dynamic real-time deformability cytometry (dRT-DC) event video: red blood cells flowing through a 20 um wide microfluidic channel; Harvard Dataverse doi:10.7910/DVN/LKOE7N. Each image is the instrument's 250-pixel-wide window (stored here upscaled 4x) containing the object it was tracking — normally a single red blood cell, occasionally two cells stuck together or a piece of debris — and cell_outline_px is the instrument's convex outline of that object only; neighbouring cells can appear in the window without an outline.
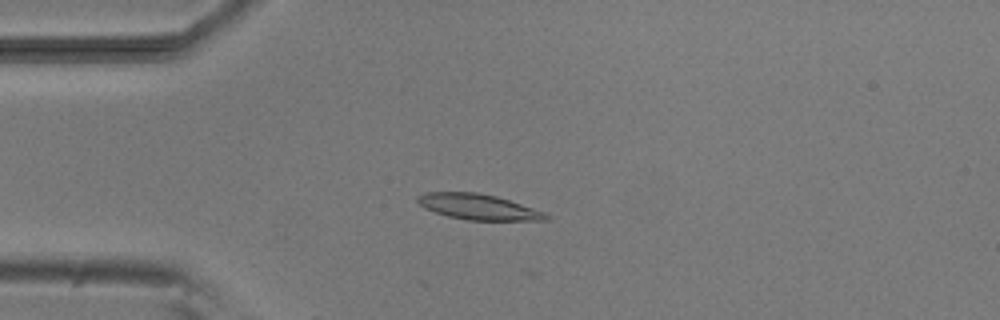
{"species": "common noctule bat (a hibernating species)", "species_latin": "Nyctalus noctula", "temperature_condition": "room temperature", "stored_images_in_passage": 6, "camera_frame_rate_fps": 3000, "um_per_image_px": 0.085, "animal": {"sex": "male", "body_mass_g": 20.5, "forearm_length_mm": 52.5}, "frame": {"image": 1, "passage_image": 4, "time_ms": 3.667, "image_size_px": [1000, 320], "cell_outline_px": [[552, 216], [548, 220], [468, 220], [448, 216], [424, 208], [416, 200], [416, 196], [428, 192], [476, 192], [496, 196], [544, 212]], "centroid_in_image_um": [40.64, 17.58], "position_along_channel_um": 44.4, "area_um2": 18.96}}